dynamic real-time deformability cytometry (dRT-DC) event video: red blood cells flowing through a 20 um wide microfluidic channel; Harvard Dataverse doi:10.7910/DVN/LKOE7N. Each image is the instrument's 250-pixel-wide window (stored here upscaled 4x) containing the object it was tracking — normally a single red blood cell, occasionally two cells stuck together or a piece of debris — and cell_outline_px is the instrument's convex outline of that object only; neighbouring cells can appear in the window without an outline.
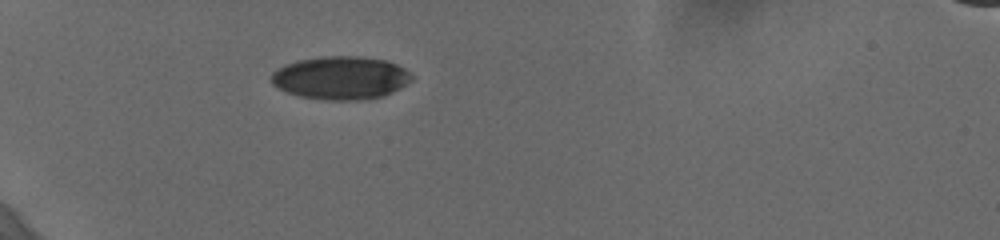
{"species": "human", "species_latin": "Homo sapiens", "temperature_condition": "cold", "stored_images_in_passage": 39, "camera_frame_rate_fps": 3000, "um_per_image_px": 0.085, "donor": {"sex": "female"}, "frame": {"image": 1, "passage_image": 1, "time_ms": 0.0, "image_size_px": [1000, 240], "cell_outline_px": [[412, 80], [400, 88], [392, 92], [380, 96], [356, 100], [324, 100], [300, 96], [276, 88], [272, 84], [272, 72], [284, 64], [296, 60], [324, 56], [360, 56], [384, 60], [396, 64], [404, 68], [412, 76]], "centroid_in_image_um": [28.92, 6.61], "position_along_channel_um": 56.1, "area_um2": 35.2}}
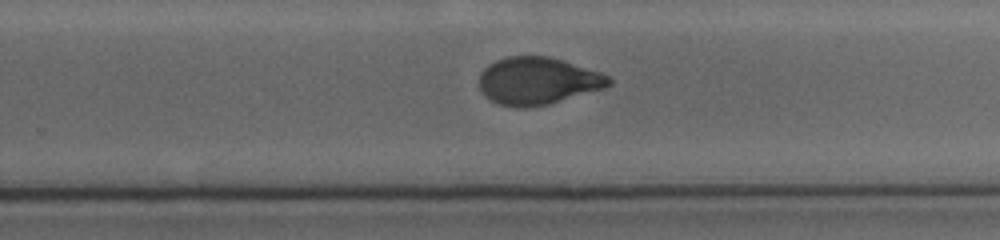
{"frame": {"image": 2, "passage_image": 22, "time_ms": 7.0, "image_size_px": [1000, 240], "cell_outline_px": [[612, 84], [604, 88], [548, 104], [524, 108], [516, 108], [500, 104], [492, 100], [480, 88], [480, 72], [488, 64], [496, 60], [508, 56], [548, 56], [564, 60], [600, 72], [608, 76], [612, 80]], "centroid_in_image_um": [45.72, 6.86], "position_along_channel_um": 284.1, "area_um2": 35.6}}
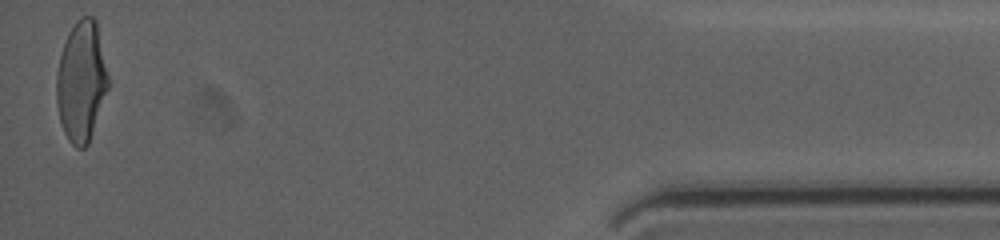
{"frame": {"image": 3, "passage_image": 39, "time_ms": 12.667, "image_size_px": [1000, 240], "cell_outline_px": [[108, 88], [88, 144], [84, 148], [76, 148], [68, 140], [64, 132], [60, 120], [56, 104], [56, 72], [60, 56], [68, 32], [76, 20], [80, 16], [92, 16], [96, 20], [108, 76]], "centroid_in_image_um": [6.89, 6.91], "position_along_channel_um": 428.3, "area_um2": 36.18}, "authors_computed_cell_mechanics": {"area_um2": 36.1828, "velocity_mm_per_s": 3.6503, "shape_relaxation_time_tau1_ms": 5.2895, "shape_relaxation_time_tau2_ms": 1.4777, "deformation_change_tau1": 0.1809, "deformation_change_tau2": 0.0607}}